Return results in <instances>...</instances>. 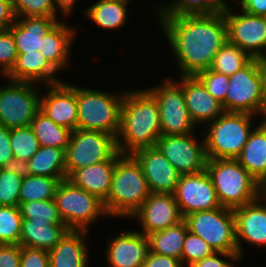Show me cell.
Returning a JSON list of instances; mask_svg holds the SVG:
<instances>
[{
  "label": "cell",
  "instance_id": "cell-19",
  "mask_svg": "<svg viewBox=\"0 0 266 267\" xmlns=\"http://www.w3.org/2000/svg\"><path fill=\"white\" fill-rule=\"evenodd\" d=\"M233 211L236 222L238 254L243 257L242 239L257 247H266V193L255 201L237 207Z\"/></svg>",
  "mask_w": 266,
  "mask_h": 267
},
{
  "label": "cell",
  "instance_id": "cell-35",
  "mask_svg": "<svg viewBox=\"0 0 266 267\" xmlns=\"http://www.w3.org/2000/svg\"><path fill=\"white\" fill-rule=\"evenodd\" d=\"M251 60L252 58L244 50L227 41L215 55L210 69L231 76Z\"/></svg>",
  "mask_w": 266,
  "mask_h": 267
},
{
  "label": "cell",
  "instance_id": "cell-8",
  "mask_svg": "<svg viewBox=\"0 0 266 267\" xmlns=\"http://www.w3.org/2000/svg\"><path fill=\"white\" fill-rule=\"evenodd\" d=\"M121 155L115 136L101 131L75 129L65 149L66 177L86 166L116 161Z\"/></svg>",
  "mask_w": 266,
  "mask_h": 267
},
{
  "label": "cell",
  "instance_id": "cell-1",
  "mask_svg": "<svg viewBox=\"0 0 266 267\" xmlns=\"http://www.w3.org/2000/svg\"><path fill=\"white\" fill-rule=\"evenodd\" d=\"M159 22L181 76H196L211 68L215 55L228 41L222 10L210 15L159 17Z\"/></svg>",
  "mask_w": 266,
  "mask_h": 267
},
{
  "label": "cell",
  "instance_id": "cell-52",
  "mask_svg": "<svg viewBox=\"0 0 266 267\" xmlns=\"http://www.w3.org/2000/svg\"><path fill=\"white\" fill-rule=\"evenodd\" d=\"M78 0H53L55 9L57 10V6L61 10V13L64 15L71 14L72 8H74V5Z\"/></svg>",
  "mask_w": 266,
  "mask_h": 267
},
{
  "label": "cell",
  "instance_id": "cell-46",
  "mask_svg": "<svg viewBox=\"0 0 266 267\" xmlns=\"http://www.w3.org/2000/svg\"><path fill=\"white\" fill-rule=\"evenodd\" d=\"M20 257V245H0V267H20Z\"/></svg>",
  "mask_w": 266,
  "mask_h": 267
},
{
  "label": "cell",
  "instance_id": "cell-10",
  "mask_svg": "<svg viewBox=\"0 0 266 267\" xmlns=\"http://www.w3.org/2000/svg\"><path fill=\"white\" fill-rule=\"evenodd\" d=\"M184 220L188 230L201 237L215 252L238 253L233 209L221 206L192 213Z\"/></svg>",
  "mask_w": 266,
  "mask_h": 267
},
{
  "label": "cell",
  "instance_id": "cell-3",
  "mask_svg": "<svg viewBox=\"0 0 266 267\" xmlns=\"http://www.w3.org/2000/svg\"><path fill=\"white\" fill-rule=\"evenodd\" d=\"M150 193L141 165L132 155H121L116 160L111 190L103 204L108 216L128 219Z\"/></svg>",
  "mask_w": 266,
  "mask_h": 267
},
{
  "label": "cell",
  "instance_id": "cell-36",
  "mask_svg": "<svg viewBox=\"0 0 266 267\" xmlns=\"http://www.w3.org/2000/svg\"><path fill=\"white\" fill-rule=\"evenodd\" d=\"M19 209L23 219L47 224H64L54 199L24 202L19 204Z\"/></svg>",
  "mask_w": 266,
  "mask_h": 267
},
{
  "label": "cell",
  "instance_id": "cell-31",
  "mask_svg": "<svg viewBox=\"0 0 266 267\" xmlns=\"http://www.w3.org/2000/svg\"><path fill=\"white\" fill-rule=\"evenodd\" d=\"M86 9L87 17L102 29L115 30L127 21V4L122 2L99 0Z\"/></svg>",
  "mask_w": 266,
  "mask_h": 267
},
{
  "label": "cell",
  "instance_id": "cell-28",
  "mask_svg": "<svg viewBox=\"0 0 266 267\" xmlns=\"http://www.w3.org/2000/svg\"><path fill=\"white\" fill-rule=\"evenodd\" d=\"M75 30L65 23H59L42 38L41 52L48 62L60 71L69 65L70 48L75 37Z\"/></svg>",
  "mask_w": 266,
  "mask_h": 267
},
{
  "label": "cell",
  "instance_id": "cell-13",
  "mask_svg": "<svg viewBox=\"0 0 266 267\" xmlns=\"http://www.w3.org/2000/svg\"><path fill=\"white\" fill-rule=\"evenodd\" d=\"M221 10L227 24L228 42L244 50L252 59L265 58L266 17L251 15L243 10L234 14L227 5L222 6Z\"/></svg>",
  "mask_w": 266,
  "mask_h": 267
},
{
  "label": "cell",
  "instance_id": "cell-27",
  "mask_svg": "<svg viewBox=\"0 0 266 267\" xmlns=\"http://www.w3.org/2000/svg\"><path fill=\"white\" fill-rule=\"evenodd\" d=\"M70 231L65 224H47L23 219L20 234V246L51 250Z\"/></svg>",
  "mask_w": 266,
  "mask_h": 267
},
{
  "label": "cell",
  "instance_id": "cell-6",
  "mask_svg": "<svg viewBox=\"0 0 266 267\" xmlns=\"http://www.w3.org/2000/svg\"><path fill=\"white\" fill-rule=\"evenodd\" d=\"M254 115L224 112L207 124L204 134L208 159H236L245 146L252 128Z\"/></svg>",
  "mask_w": 266,
  "mask_h": 267
},
{
  "label": "cell",
  "instance_id": "cell-55",
  "mask_svg": "<svg viewBox=\"0 0 266 267\" xmlns=\"http://www.w3.org/2000/svg\"><path fill=\"white\" fill-rule=\"evenodd\" d=\"M108 1H117V2H122L127 4L129 1L128 0H108Z\"/></svg>",
  "mask_w": 266,
  "mask_h": 267
},
{
  "label": "cell",
  "instance_id": "cell-15",
  "mask_svg": "<svg viewBox=\"0 0 266 267\" xmlns=\"http://www.w3.org/2000/svg\"><path fill=\"white\" fill-rule=\"evenodd\" d=\"M173 195L183 219L195 212L221 207L206 170L180 175Z\"/></svg>",
  "mask_w": 266,
  "mask_h": 267
},
{
  "label": "cell",
  "instance_id": "cell-9",
  "mask_svg": "<svg viewBox=\"0 0 266 267\" xmlns=\"http://www.w3.org/2000/svg\"><path fill=\"white\" fill-rule=\"evenodd\" d=\"M54 200L64 224L70 230L88 231L98 217L108 216L103 201L67 179L59 182Z\"/></svg>",
  "mask_w": 266,
  "mask_h": 267
},
{
  "label": "cell",
  "instance_id": "cell-21",
  "mask_svg": "<svg viewBox=\"0 0 266 267\" xmlns=\"http://www.w3.org/2000/svg\"><path fill=\"white\" fill-rule=\"evenodd\" d=\"M177 82L183 89L185 104L193 123L209 124L225 112L222 103L216 100L196 76H180Z\"/></svg>",
  "mask_w": 266,
  "mask_h": 267
},
{
  "label": "cell",
  "instance_id": "cell-39",
  "mask_svg": "<svg viewBox=\"0 0 266 267\" xmlns=\"http://www.w3.org/2000/svg\"><path fill=\"white\" fill-rule=\"evenodd\" d=\"M15 17H57L53 0H11Z\"/></svg>",
  "mask_w": 266,
  "mask_h": 267
},
{
  "label": "cell",
  "instance_id": "cell-48",
  "mask_svg": "<svg viewBox=\"0 0 266 267\" xmlns=\"http://www.w3.org/2000/svg\"><path fill=\"white\" fill-rule=\"evenodd\" d=\"M13 158L10 145V129L0 125V168Z\"/></svg>",
  "mask_w": 266,
  "mask_h": 267
},
{
  "label": "cell",
  "instance_id": "cell-32",
  "mask_svg": "<svg viewBox=\"0 0 266 267\" xmlns=\"http://www.w3.org/2000/svg\"><path fill=\"white\" fill-rule=\"evenodd\" d=\"M40 146L66 149L72 131L55 124L49 117L39 111L30 123Z\"/></svg>",
  "mask_w": 266,
  "mask_h": 267
},
{
  "label": "cell",
  "instance_id": "cell-26",
  "mask_svg": "<svg viewBox=\"0 0 266 267\" xmlns=\"http://www.w3.org/2000/svg\"><path fill=\"white\" fill-rule=\"evenodd\" d=\"M87 231L70 230L49 253L50 267H88Z\"/></svg>",
  "mask_w": 266,
  "mask_h": 267
},
{
  "label": "cell",
  "instance_id": "cell-47",
  "mask_svg": "<svg viewBox=\"0 0 266 267\" xmlns=\"http://www.w3.org/2000/svg\"><path fill=\"white\" fill-rule=\"evenodd\" d=\"M142 267H184L181 260L149 251Z\"/></svg>",
  "mask_w": 266,
  "mask_h": 267
},
{
  "label": "cell",
  "instance_id": "cell-24",
  "mask_svg": "<svg viewBox=\"0 0 266 267\" xmlns=\"http://www.w3.org/2000/svg\"><path fill=\"white\" fill-rule=\"evenodd\" d=\"M115 163L116 161H104L74 170L67 180L104 202L111 190Z\"/></svg>",
  "mask_w": 266,
  "mask_h": 267
},
{
  "label": "cell",
  "instance_id": "cell-33",
  "mask_svg": "<svg viewBox=\"0 0 266 267\" xmlns=\"http://www.w3.org/2000/svg\"><path fill=\"white\" fill-rule=\"evenodd\" d=\"M59 182L57 178L49 176L28 175L23 177L19 204L34 200L45 201L54 199Z\"/></svg>",
  "mask_w": 266,
  "mask_h": 267
},
{
  "label": "cell",
  "instance_id": "cell-41",
  "mask_svg": "<svg viewBox=\"0 0 266 267\" xmlns=\"http://www.w3.org/2000/svg\"><path fill=\"white\" fill-rule=\"evenodd\" d=\"M23 177L0 168V206L19 207Z\"/></svg>",
  "mask_w": 266,
  "mask_h": 267
},
{
  "label": "cell",
  "instance_id": "cell-11",
  "mask_svg": "<svg viewBox=\"0 0 266 267\" xmlns=\"http://www.w3.org/2000/svg\"><path fill=\"white\" fill-rule=\"evenodd\" d=\"M0 88V125L8 129L30 126L40 111L37 83L10 80Z\"/></svg>",
  "mask_w": 266,
  "mask_h": 267
},
{
  "label": "cell",
  "instance_id": "cell-29",
  "mask_svg": "<svg viewBox=\"0 0 266 267\" xmlns=\"http://www.w3.org/2000/svg\"><path fill=\"white\" fill-rule=\"evenodd\" d=\"M30 175L49 176L59 181L67 179L65 168V150L57 147L40 146L28 160Z\"/></svg>",
  "mask_w": 266,
  "mask_h": 267
},
{
  "label": "cell",
  "instance_id": "cell-34",
  "mask_svg": "<svg viewBox=\"0 0 266 267\" xmlns=\"http://www.w3.org/2000/svg\"><path fill=\"white\" fill-rule=\"evenodd\" d=\"M163 6H159V17L210 15L222 9L216 0H173L169 5Z\"/></svg>",
  "mask_w": 266,
  "mask_h": 267
},
{
  "label": "cell",
  "instance_id": "cell-45",
  "mask_svg": "<svg viewBox=\"0 0 266 267\" xmlns=\"http://www.w3.org/2000/svg\"><path fill=\"white\" fill-rule=\"evenodd\" d=\"M218 255L226 257L228 261L231 260L233 263L241 260V256L238 253L215 252L213 255L195 262L189 267H233L231 261H224V259L219 258Z\"/></svg>",
  "mask_w": 266,
  "mask_h": 267
},
{
  "label": "cell",
  "instance_id": "cell-44",
  "mask_svg": "<svg viewBox=\"0 0 266 267\" xmlns=\"http://www.w3.org/2000/svg\"><path fill=\"white\" fill-rule=\"evenodd\" d=\"M20 267H50L48 251L21 246Z\"/></svg>",
  "mask_w": 266,
  "mask_h": 267
},
{
  "label": "cell",
  "instance_id": "cell-54",
  "mask_svg": "<svg viewBox=\"0 0 266 267\" xmlns=\"http://www.w3.org/2000/svg\"><path fill=\"white\" fill-rule=\"evenodd\" d=\"M221 6H225L228 5L226 4L227 2H225V0H216Z\"/></svg>",
  "mask_w": 266,
  "mask_h": 267
},
{
  "label": "cell",
  "instance_id": "cell-40",
  "mask_svg": "<svg viewBox=\"0 0 266 267\" xmlns=\"http://www.w3.org/2000/svg\"><path fill=\"white\" fill-rule=\"evenodd\" d=\"M214 253V249L201 237L190 231L187 232L181 256L183 266L187 263V266L189 267L193 263L209 257Z\"/></svg>",
  "mask_w": 266,
  "mask_h": 267
},
{
  "label": "cell",
  "instance_id": "cell-22",
  "mask_svg": "<svg viewBox=\"0 0 266 267\" xmlns=\"http://www.w3.org/2000/svg\"><path fill=\"white\" fill-rule=\"evenodd\" d=\"M57 17H16L10 26L18 54L41 52L42 38L57 24Z\"/></svg>",
  "mask_w": 266,
  "mask_h": 267
},
{
  "label": "cell",
  "instance_id": "cell-51",
  "mask_svg": "<svg viewBox=\"0 0 266 267\" xmlns=\"http://www.w3.org/2000/svg\"><path fill=\"white\" fill-rule=\"evenodd\" d=\"M1 169L13 172L21 177L30 175L28 170V161L19 158L11 159L3 167H1Z\"/></svg>",
  "mask_w": 266,
  "mask_h": 267
},
{
  "label": "cell",
  "instance_id": "cell-5",
  "mask_svg": "<svg viewBox=\"0 0 266 267\" xmlns=\"http://www.w3.org/2000/svg\"><path fill=\"white\" fill-rule=\"evenodd\" d=\"M125 92L117 95L76 86L77 129L101 131L116 137Z\"/></svg>",
  "mask_w": 266,
  "mask_h": 267
},
{
  "label": "cell",
  "instance_id": "cell-16",
  "mask_svg": "<svg viewBox=\"0 0 266 267\" xmlns=\"http://www.w3.org/2000/svg\"><path fill=\"white\" fill-rule=\"evenodd\" d=\"M138 218L144 235L167 229L183 220L173 194L150 193L141 207L131 216Z\"/></svg>",
  "mask_w": 266,
  "mask_h": 267
},
{
  "label": "cell",
  "instance_id": "cell-23",
  "mask_svg": "<svg viewBox=\"0 0 266 267\" xmlns=\"http://www.w3.org/2000/svg\"><path fill=\"white\" fill-rule=\"evenodd\" d=\"M58 71L48 62L42 52L18 54L16 63L6 76L9 80L41 83L45 85L62 82L56 77Z\"/></svg>",
  "mask_w": 266,
  "mask_h": 267
},
{
  "label": "cell",
  "instance_id": "cell-50",
  "mask_svg": "<svg viewBox=\"0 0 266 267\" xmlns=\"http://www.w3.org/2000/svg\"><path fill=\"white\" fill-rule=\"evenodd\" d=\"M241 10L251 15L266 17V0H238Z\"/></svg>",
  "mask_w": 266,
  "mask_h": 267
},
{
  "label": "cell",
  "instance_id": "cell-25",
  "mask_svg": "<svg viewBox=\"0 0 266 267\" xmlns=\"http://www.w3.org/2000/svg\"><path fill=\"white\" fill-rule=\"evenodd\" d=\"M254 127L236 160L263 187L266 185V122Z\"/></svg>",
  "mask_w": 266,
  "mask_h": 267
},
{
  "label": "cell",
  "instance_id": "cell-42",
  "mask_svg": "<svg viewBox=\"0 0 266 267\" xmlns=\"http://www.w3.org/2000/svg\"><path fill=\"white\" fill-rule=\"evenodd\" d=\"M207 91L220 103L225 101L229 87V76L217 73L210 68L196 75Z\"/></svg>",
  "mask_w": 266,
  "mask_h": 267
},
{
  "label": "cell",
  "instance_id": "cell-12",
  "mask_svg": "<svg viewBox=\"0 0 266 267\" xmlns=\"http://www.w3.org/2000/svg\"><path fill=\"white\" fill-rule=\"evenodd\" d=\"M156 100L160 113L162 135H187L195 124L189 116L182 87L172 79L146 89Z\"/></svg>",
  "mask_w": 266,
  "mask_h": 267
},
{
  "label": "cell",
  "instance_id": "cell-4",
  "mask_svg": "<svg viewBox=\"0 0 266 267\" xmlns=\"http://www.w3.org/2000/svg\"><path fill=\"white\" fill-rule=\"evenodd\" d=\"M206 171L222 207L235 209L264 194L263 186L236 159H208Z\"/></svg>",
  "mask_w": 266,
  "mask_h": 267
},
{
  "label": "cell",
  "instance_id": "cell-37",
  "mask_svg": "<svg viewBox=\"0 0 266 267\" xmlns=\"http://www.w3.org/2000/svg\"><path fill=\"white\" fill-rule=\"evenodd\" d=\"M22 220L19 207L0 206V245H19Z\"/></svg>",
  "mask_w": 266,
  "mask_h": 267
},
{
  "label": "cell",
  "instance_id": "cell-7",
  "mask_svg": "<svg viewBox=\"0 0 266 267\" xmlns=\"http://www.w3.org/2000/svg\"><path fill=\"white\" fill-rule=\"evenodd\" d=\"M222 106L225 112L262 114L263 117L266 97L260 59H252L229 76V87Z\"/></svg>",
  "mask_w": 266,
  "mask_h": 267
},
{
  "label": "cell",
  "instance_id": "cell-38",
  "mask_svg": "<svg viewBox=\"0 0 266 267\" xmlns=\"http://www.w3.org/2000/svg\"><path fill=\"white\" fill-rule=\"evenodd\" d=\"M10 145L14 158L28 161L40 148L39 141L30 126L10 130Z\"/></svg>",
  "mask_w": 266,
  "mask_h": 267
},
{
  "label": "cell",
  "instance_id": "cell-49",
  "mask_svg": "<svg viewBox=\"0 0 266 267\" xmlns=\"http://www.w3.org/2000/svg\"><path fill=\"white\" fill-rule=\"evenodd\" d=\"M15 20L12 1L0 0V31L9 29Z\"/></svg>",
  "mask_w": 266,
  "mask_h": 267
},
{
  "label": "cell",
  "instance_id": "cell-43",
  "mask_svg": "<svg viewBox=\"0 0 266 267\" xmlns=\"http://www.w3.org/2000/svg\"><path fill=\"white\" fill-rule=\"evenodd\" d=\"M18 53L14 35L10 29L0 31V72L7 76L13 69Z\"/></svg>",
  "mask_w": 266,
  "mask_h": 267
},
{
  "label": "cell",
  "instance_id": "cell-2",
  "mask_svg": "<svg viewBox=\"0 0 266 267\" xmlns=\"http://www.w3.org/2000/svg\"><path fill=\"white\" fill-rule=\"evenodd\" d=\"M161 135L160 113L155 98L146 88L126 91L116 136L118 151L122 155H132L140 149L154 147Z\"/></svg>",
  "mask_w": 266,
  "mask_h": 267
},
{
  "label": "cell",
  "instance_id": "cell-53",
  "mask_svg": "<svg viewBox=\"0 0 266 267\" xmlns=\"http://www.w3.org/2000/svg\"><path fill=\"white\" fill-rule=\"evenodd\" d=\"M260 66H261V71L264 77V92H265V97H266V57L260 59Z\"/></svg>",
  "mask_w": 266,
  "mask_h": 267
},
{
  "label": "cell",
  "instance_id": "cell-14",
  "mask_svg": "<svg viewBox=\"0 0 266 267\" xmlns=\"http://www.w3.org/2000/svg\"><path fill=\"white\" fill-rule=\"evenodd\" d=\"M193 133L187 135H161L156 146L180 175L206 170L205 139L198 142Z\"/></svg>",
  "mask_w": 266,
  "mask_h": 267
},
{
  "label": "cell",
  "instance_id": "cell-56",
  "mask_svg": "<svg viewBox=\"0 0 266 267\" xmlns=\"http://www.w3.org/2000/svg\"><path fill=\"white\" fill-rule=\"evenodd\" d=\"M264 118L262 121H265L266 122V108H265V111H264V114H263Z\"/></svg>",
  "mask_w": 266,
  "mask_h": 267
},
{
  "label": "cell",
  "instance_id": "cell-30",
  "mask_svg": "<svg viewBox=\"0 0 266 267\" xmlns=\"http://www.w3.org/2000/svg\"><path fill=\"white\" fill-rule=\"evenodd\" d=\"M188 231L187 223L183 219L176 225L147 235L150 251L181 260L184 240Z\"/></svg>",
  "mask_w": 266,
  "mask_h": 267
},
{
  "label": "cell",
  "instance_id": "cell-20",
  "mask_svg": "<svg viewBox=\"0 0 266 267\" xmlns=\"http://www.w3.org/2000/svg\"><path fill=\"white\" fill-rule=\"evenodd\" d=\"M107 245L109 267H142L150 251L147 236L132 230L117 234Z\"/></svg>",
  "mask_w": 266,
  "mask_h": 267
},
{
  "label": "cell",
  "instance_id": "cell-17",
  "mask_svg": "<svg viewBox=\"0 0 266 267\" xmlns=\"http://www.w3.org/2000/svg\"><path fill=\"white\" fill-rule=\"evenodd\" d=\"M132 156L141 165L151 193H174L180 174L157 146L140 149Z\"/></svg>",
  "mask_w": 266,
  "mask_h": 267
},
{
  "label": "cell",
  "instance_id": "cell-18",
  "mask_svg": "<svg viewBox=\"0 0 266 267\" xmlns=\"http://www.w3.org/2000/svg\"><path fill=\"white\" fill-rule=\"evenodd\" d=\"M47 87V95L40 97V111L59 126L77 129L76 86L63 81Z\"/></svg>",
  "mask_w": 266,
  "mask_h": 267
}]
</instances>
